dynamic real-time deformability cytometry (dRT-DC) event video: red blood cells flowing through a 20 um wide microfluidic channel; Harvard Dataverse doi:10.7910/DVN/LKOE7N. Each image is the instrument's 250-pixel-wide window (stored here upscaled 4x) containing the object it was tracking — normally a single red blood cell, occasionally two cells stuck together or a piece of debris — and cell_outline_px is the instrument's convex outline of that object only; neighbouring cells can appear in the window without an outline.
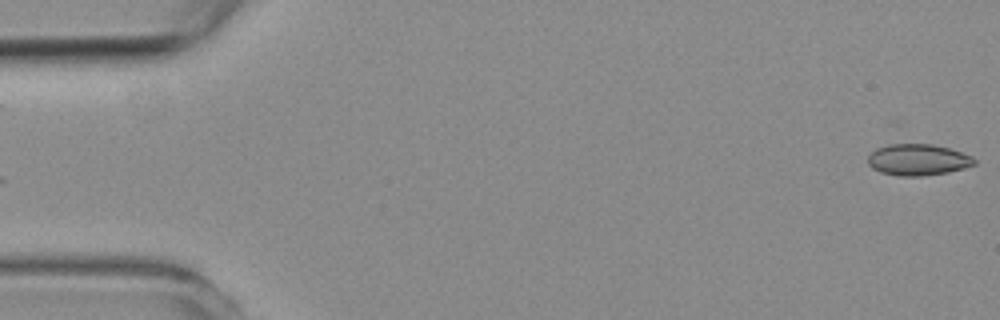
{"species": "common noctule bat (a hibernating species)", "species_latin": "Nyctalus noctula", "temperature_condition": "room temperature", "stored_images_in_passage": 59, "segment_of_instrument_passage": [1, 2], "camera_frame_rate_fps": 3000, "um_per_image_px": 0.085, "animal": {"sex": "female", "body_mass_g": 19.3, "forearm_length_mm": 54.1}, "frame": {"image": 1, "passage_image": 1, "time_ms": 0.0, "image_size_px": [1000, 320], "cell_outline_px": [[976, 164], [948, 172], [920, 176], [900, 176], [880, 172], [872, 168], [868, 164], [868, 156], [876, 148], [888, 144], [932, 144], [948, 148], [972, 156], [976, 160]], "centroid_in_image_um": [78.0, 13.58], "position_along_channel_um": 7.0, "area_um2": 19.36}}
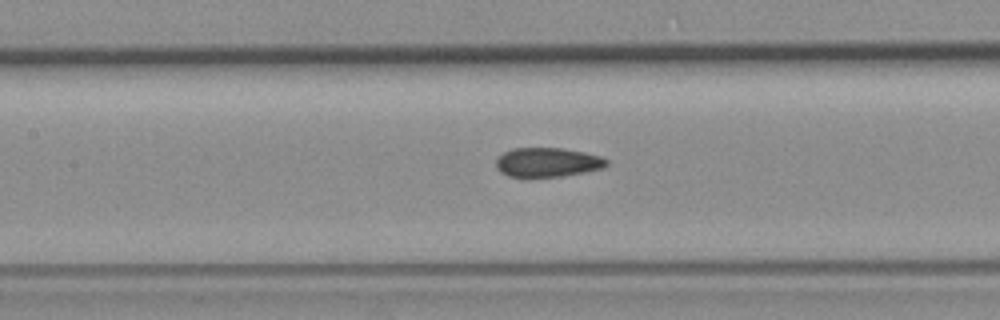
{"frame": {"image": 2, "passage_image": 26, "time_ms": 8.333, "image_size_px": [1000, 320], "cell_outline_px": [[608, 164], [604, 168], [564, 176], [528, 180], [508, 176], [500, 172], [496, 168], [496, 160], [504, 152], [512, 148], [560, 148], [584, 152], [600, 156], [608, 160]], "centroid_in_image_um": [46.5, 13.84], "position_along_channel_um": 160.9, "area_um2": 19.54}}
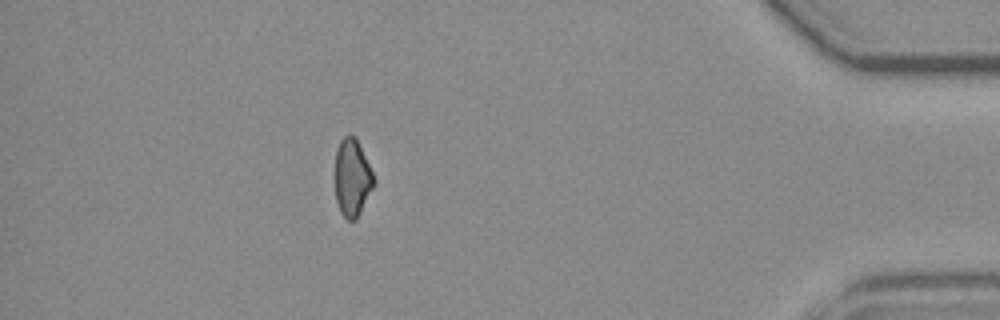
{"frame": {"image": 3, "passage_image": 51, "time_ms": 16.667, "image_size_px": [1000, 320], "cell_outline_px": [[376, 184], [356, 220], [348, 220], [340, 212], [336, 200], [336, 152], [340, 140], [348, 132], [356, 136], [376, 180]], "centroid_in_image_um": [29.96, 15.09], "position_along_channel_um": 405.2, "area_um2": 17.69}}